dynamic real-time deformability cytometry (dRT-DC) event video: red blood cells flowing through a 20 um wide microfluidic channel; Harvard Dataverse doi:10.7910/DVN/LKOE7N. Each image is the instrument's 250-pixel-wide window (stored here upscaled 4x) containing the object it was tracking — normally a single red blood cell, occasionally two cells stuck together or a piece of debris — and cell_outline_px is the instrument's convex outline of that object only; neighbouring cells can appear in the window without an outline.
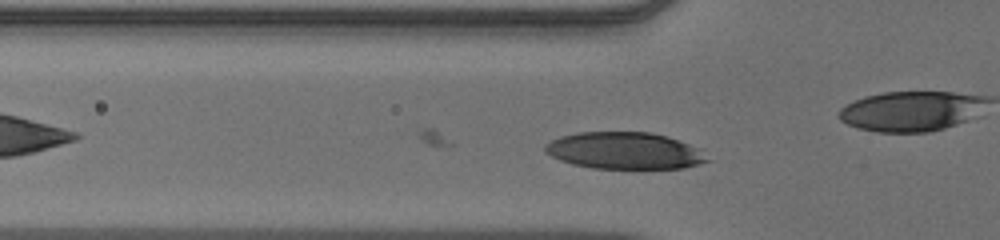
{"species": "human", "species_latin": "Homo sapiens", "temperature_condition": "warm", "stored_images_in_passage": 35, "camera_frame_rate_fps": 3000, "um_per_image_px": 0.085, "donor": {"sex": "male"}, "frame": {"image": 1, "passage_image": 5, "time_ms": 1.333, "image_size_px": [1000, 240], "cell_outline_px": [[712, 160], [700, 164], [684, 168], [592, 168], [572, 164], [560, 160], [544, 152], [544, 144], [560, 136], [576, 132], [648, 132], [668, 136], [700, 148]], "centroid_in_image_um": [53.11, 12.8], "position_along_channel_um": 72.7, "area_um2": 35.08}}
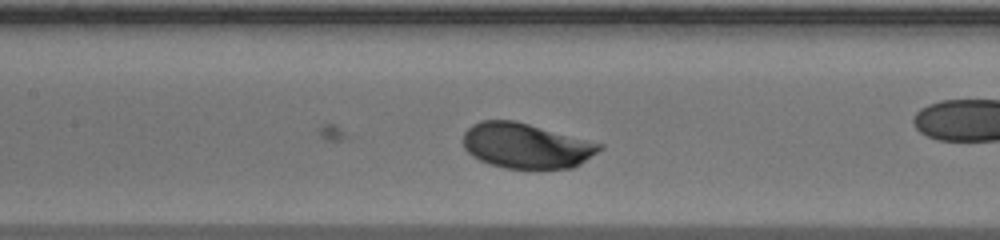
{"frame": {"image": 2, "passage_image": 12, "time_ms": 3.667, "image_size_px": [1000, 240], "cell_outline_px": [[604, 148], [580, 164], [572, 168], [504, 168], [488, 164], [472, 156], [464, 148], [464, 132], [472, 124], [480, 120], [516, 120], [604, 144]], "centroid_in_image_um": [44.73, 12.38], "position_along_channel_um": 162.7, "area_um2": 36.07}}
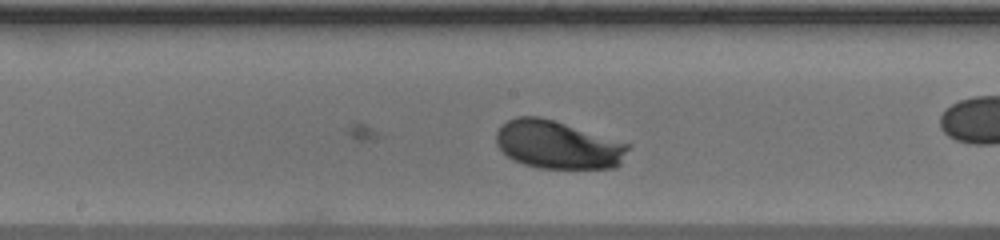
{"frame": {"image": 3, "passage_image": 15, "time_ms": 4.667, "image_size_px": [1000, 240], "cell_outline_px": [[632, 144], [620, 164], [616, 168], [540, 168], [524, 164], [512, 160], [496, 144], [496, 132], [508, 120], [516, 116], [540, 116]], "centroid_in_image_um": [47.43, 12.31], "position_along_channel_um": 200.8, "area_um2": 36.93}}